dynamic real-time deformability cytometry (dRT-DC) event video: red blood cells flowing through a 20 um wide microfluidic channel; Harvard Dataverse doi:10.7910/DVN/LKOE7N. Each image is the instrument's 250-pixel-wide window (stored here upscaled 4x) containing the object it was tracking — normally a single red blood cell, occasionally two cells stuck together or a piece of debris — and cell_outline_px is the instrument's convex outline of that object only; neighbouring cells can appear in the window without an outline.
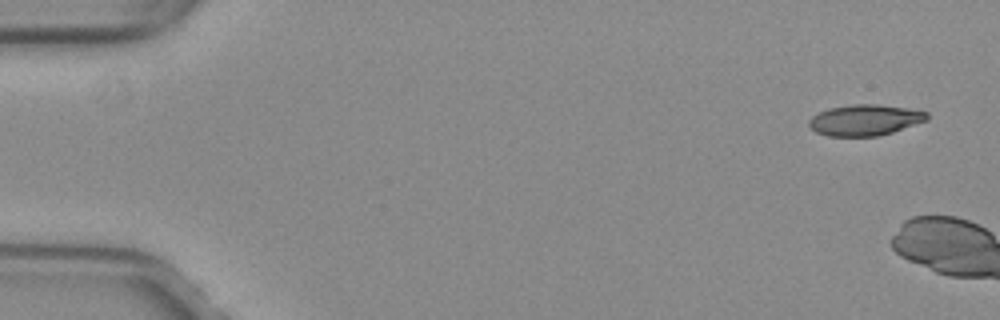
{"species": "common noctule bat (a hibernating species)", "species_latin": "Nyctalus noctula", "temperature_condition": "warm", "stored_images_in_passage": 6, "camera_frame_rate_fps": 3000, "um_per_image_px": 0.085, "animal": {"sex": "female", "body_mass_g": 29.2, "forearm_length_mm": 56.3}, "frame": {"image": 1, "passage_image": 1, "time_ms": 0.0, "image_size_px": [1000, 320], "cell_outline_px": [[928, 120], [892, 132], [876, 136], [828, 136], [816, 132], [808, 124], [808, 120], [812, 116], [828, 108], [852, 104], [880, 104], [908, 108], [928, 112]], "centroid_in_image_um": [73.52, 10.19], "position_along_channel_um": 11.5, "area_um2": 21.33}}